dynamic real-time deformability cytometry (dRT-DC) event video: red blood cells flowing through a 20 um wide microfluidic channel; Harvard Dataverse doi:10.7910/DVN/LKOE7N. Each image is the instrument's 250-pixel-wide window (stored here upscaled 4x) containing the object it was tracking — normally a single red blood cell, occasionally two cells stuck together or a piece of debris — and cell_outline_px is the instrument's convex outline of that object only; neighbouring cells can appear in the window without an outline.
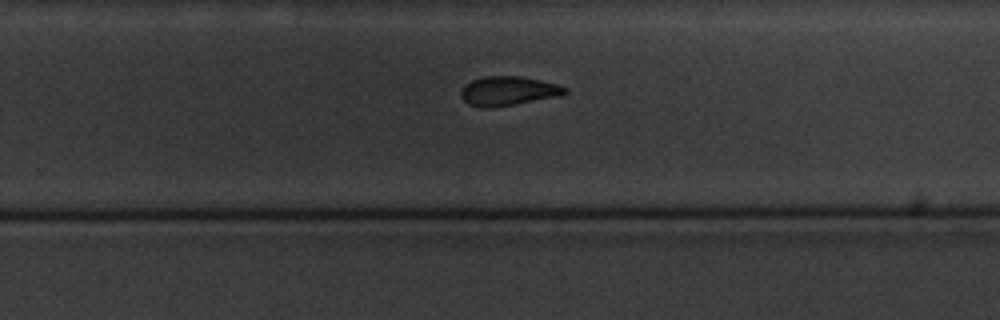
{"species": "common noctule bat (a hibernating species)", "species_latin": "Nyctalus noctula", "temperature_condition": "cold", "stored_images_in_passage": 11, "camera_frame_rate_fps": 3000, "um_per_image_px": 0.085, "animal": {"sex": "male", "body_mass_g": 20.1, "forearm_length_mm": 53.5}, "frame": {"image": 1, "passage_image": 11, "time_ms": 11.667, "image_size_px": [1000, 320], "cell_outline_px": [[568, 92], [560, 96], [488, 108], [480, 108], [468, 104], [460, 96], [460, 88], [464, 84], [472, 80], [484, 76], [524, 76], [556, 84], [568, 88]], "centroid_in_image_um": [43.16, 7.72], "position_along_channel_um": 286.6, "area_um2": 17.8}}